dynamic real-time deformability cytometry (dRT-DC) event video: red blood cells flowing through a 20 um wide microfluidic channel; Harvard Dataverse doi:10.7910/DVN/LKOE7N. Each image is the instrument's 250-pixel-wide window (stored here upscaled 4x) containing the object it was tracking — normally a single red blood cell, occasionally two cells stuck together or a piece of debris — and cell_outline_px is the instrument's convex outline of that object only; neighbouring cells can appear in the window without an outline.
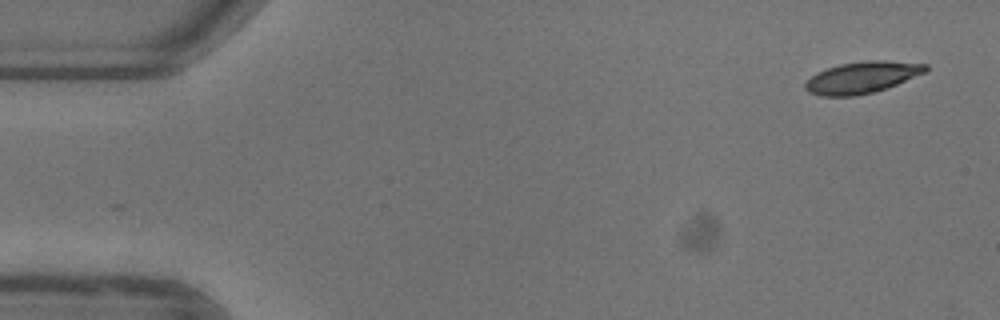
{"species": "common noctule bat (a hibernating species)", "species_latin": "Nyctalus noctula", "temperature_condition": "warm", "stored_images_in_passage": 51, "camera_frame_rate_fps": 3000, "um_per_image_px": 0.085, "animal": {"sex": "female"}, "frame": {"image": 1, "passage_image": 1, "time_ms": 0.0, "image_size_px": [1000, 320], "cell_outline_px": [[928, 68], [924, 72], [896, 84], [872, 92], [856, 96], [820, 96], [808, 92], [804, 88], [804, 84], [816, 72], [840, 64], [864, 60], [884, 60], [928, 64]], "centroid_in_image_um": [73.23, 6.57], "position_along_channel_um": 11.8, "area_um2": 21.96}}
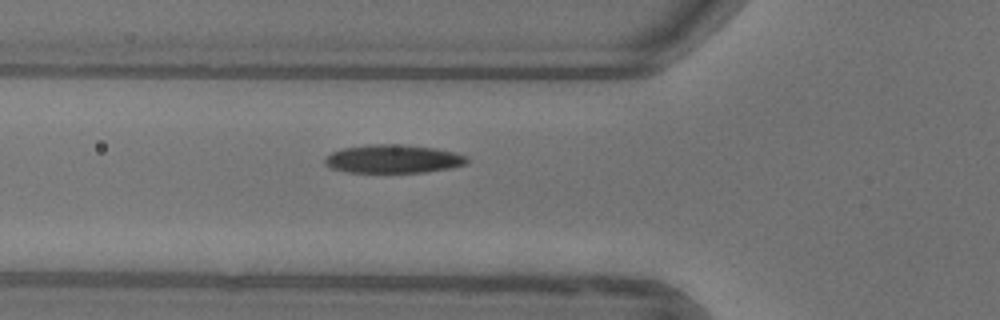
{"frame": {"image": 2, "passage_image": 17, "time_ms": 5.333, "image_size_px": [1000, 320], "cell_outline_px": [[468, 164], [452, 168], [424, 172], [348, 172], [332, 168], [324, 164], [324, 160], [332, 152], [344, 148], [368, 144], [404, 144], [436, 148], [456, 152], [468, 156]], "centroid_in_image_um": [33.49, 13.5], "position_along_channel_um": 92.3, "area_um2": 23.7}}
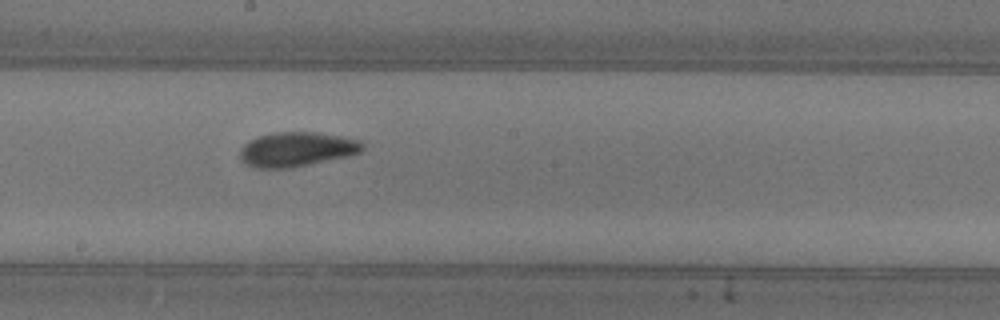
{"frame": {"image": 3, "passage_image": 27, "time_ms": 8.667, "image_size_px": [1000, 320], "cell_outline_px": [[364, 148], [360, 152], [348, 156], [292, 168], [256, 168], [244, 164], [240, 160], [240, 148], [248, 140], [272, 132], [316, 132], [344, 136], [360, 140], [364, 144]], "centroid_in_image_um": [25.21, 12.69], "position_along_channel_um": 223.0, "area_um2": 24.97}, "authors_computed_cell_mechanics": {"area_um2": 23.2356, "velocity_mm_per_s": 3.9034, "shape_relaxation_time_tau1_ms": 4.0914, "shape_relaxation_time_tau2_ms": 1.9212, "deformation_change_tau1": 0.1492, "deformation_change_tau2": 0.0514}}